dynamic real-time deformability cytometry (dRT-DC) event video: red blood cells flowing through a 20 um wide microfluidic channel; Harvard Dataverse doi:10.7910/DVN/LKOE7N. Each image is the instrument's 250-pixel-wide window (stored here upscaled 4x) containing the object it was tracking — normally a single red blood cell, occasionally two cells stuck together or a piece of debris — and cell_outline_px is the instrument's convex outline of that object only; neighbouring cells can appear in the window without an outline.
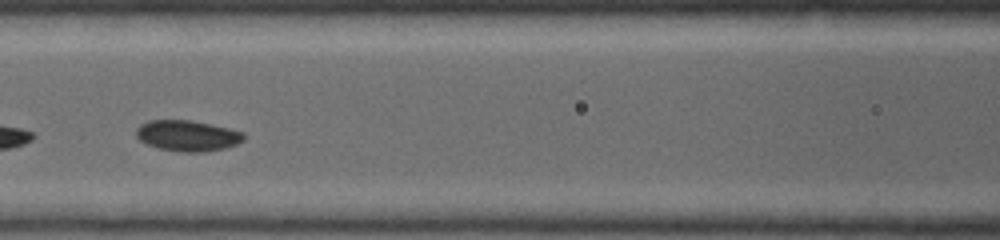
{"species": "common noctule bat (a hibernating species)", "species_latin": "Nyctalus noctula", "temperature_condition": "warm", "stored_images_in_passage": 12, "camera_frame_rate_fps": 5000, "um_per_image_px": 0.085, "animal": {"sex": "female", "body_mass_g": 19.0, "forearm_length_mm": 53.3}, "frame": {"image": 1, "passage_image": 4, "time_ms": 1.2, "image_size_px": [1000, 240], "cell_outline_px": [[244, 140], [236, 144], [224, 148], [204, 152], [184, 152], [160, 148], [148, 144], [140, 140], [136, 136], [136, 128], [140, 124], [148, 120], [192, 120], [212, 124], [244, 132]], "centroid_in_image_um": [15.94, 11.52], "position_along_channel_um": 150.7, "area_um2": 19.31}}
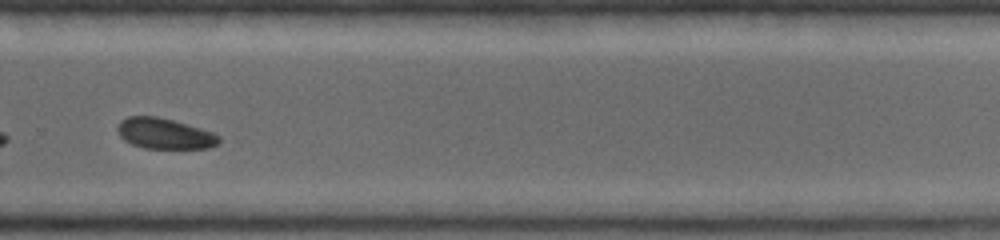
{"frame": {"image": 2, "passage_image": 9, "time_ms": 3.4, "image_size_px": [1000, 240], "cell_outline_px": [[220, 144], [208, 148], [144, 148], [132, 144], [124, 140], [120, 136], [116, 128], [120, 120], [128, 116], [156, 116], [172, 120], [200, 128], [212, 132], [220, 136]], "centroid_in_image_um": [13.98, 11.35], "position_along_channel_um": 315.8, "area_um2": 18.15}}